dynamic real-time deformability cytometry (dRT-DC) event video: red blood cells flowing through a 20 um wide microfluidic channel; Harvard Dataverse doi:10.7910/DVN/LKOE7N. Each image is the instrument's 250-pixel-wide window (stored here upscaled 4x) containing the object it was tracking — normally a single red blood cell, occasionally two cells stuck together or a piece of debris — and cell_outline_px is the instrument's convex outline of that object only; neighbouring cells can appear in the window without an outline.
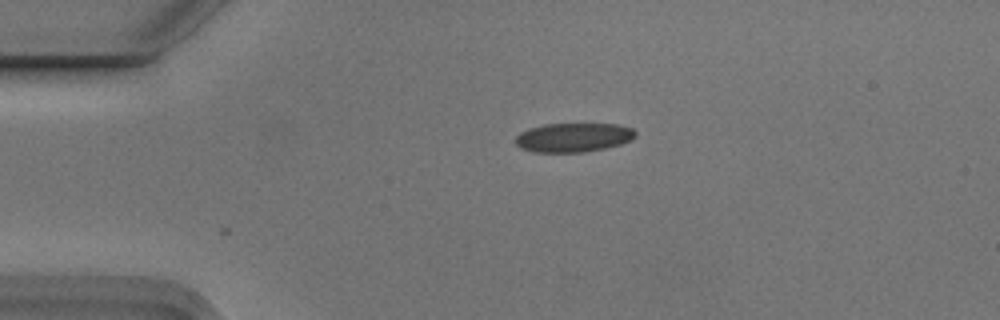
{"species": "Egyptian fruit bat (a non-hibernating species)", "species_latin": "Rousettus aegyptiacus", "temperature_condition": "cold", "stored_images_in_passage": 2, "camera_frame_rate_fps": 3000, "um_per_image_px": 0.085, "animal": {"sex": "male"}, "frame": {"image": 1, "passage_image": 2, "time_ms": 0.333, "image_size_px": [1000, 320], "cell_outline_px": [[636, 136], [632, 140], [620, 144], [604, 148], [584, 152], [536, 152], [520, 148], [516, 144], [516, 136], [520, 132], [528, 128], [544, 124], [616, 124], [632, 128], [636, 132]], "centroid_in_image_um": [48.73, 11.68], "position_along_channel_um": 36.3, "area_um2": 20.35}}